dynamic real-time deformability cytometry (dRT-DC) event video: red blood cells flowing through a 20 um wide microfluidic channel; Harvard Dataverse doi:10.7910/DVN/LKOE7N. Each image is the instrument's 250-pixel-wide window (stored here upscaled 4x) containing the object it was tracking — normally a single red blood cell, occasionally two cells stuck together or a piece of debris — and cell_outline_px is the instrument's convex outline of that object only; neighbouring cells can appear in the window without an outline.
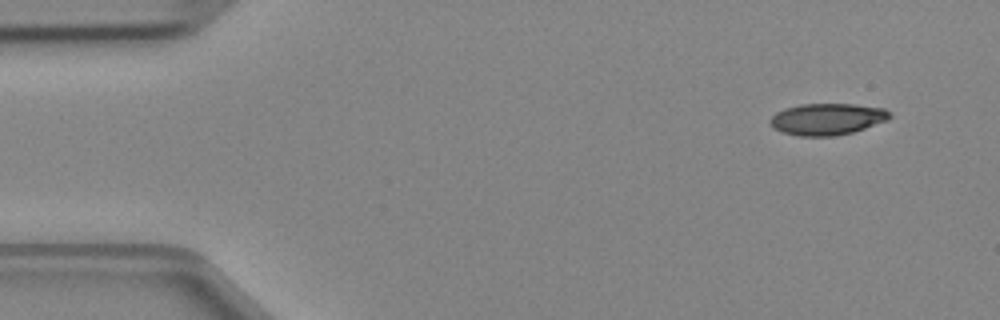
{"species": "Egyptian fruit bat (a non-hibernating species)", "species_latin": "Rousettus aegyptiacus", "temperature_condition": "cold", "stored_images_in_passage": 4, "camera_frame_rate_fps": 3000, "um_per_image_px": 0.085, "animal": {"sex": "female"}, "frame": {"image": 1, "passage_image": 1, "time_ms": 0.0, "image_size_px": [1000, 320], "cell_outline_px": [[892, 116], [888, 120], [852, 132], [836, 136], [800, 136], [780, 132], [772, 128], [768, 124], [768, 120], [776, 112], [784, 108], [800, 104], [852, 104], [884, 108], [892, 112]], "centroid_in_image_um": [70.27, 10.12], "position_along_channel_um": 14.7, "area_um2": 22.31}}
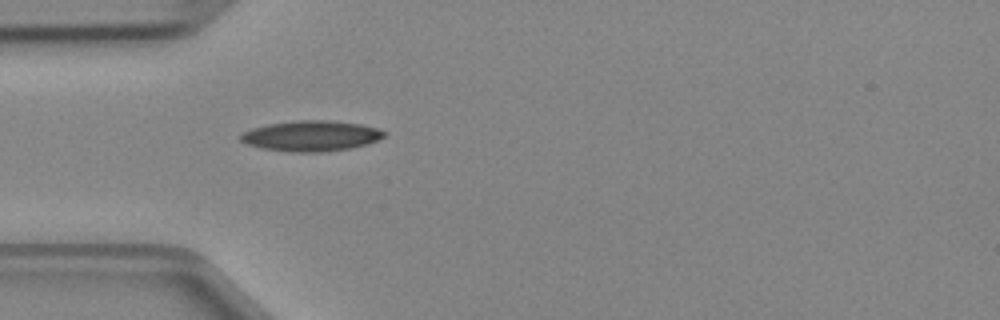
{"frame": {"image": 2, "passage_image": 4, "time_ms": 1.0, "image_size_px": [1000, 320], "cell_outline_px": [[384, 136], [368, 144], [352, 148], [324, 152], [288, 152], [260, 148], [248, 144], [240, 140], [240, 136], [244, 132], [252, 128], [268, 124], [300, 120], [324, 120], [360, 124], [376, 128], [384, 132]], "centroid_in_image_um": [26.42, 11.56], "position_along_channel_um": 58.6, "area_um2": 25.37}}